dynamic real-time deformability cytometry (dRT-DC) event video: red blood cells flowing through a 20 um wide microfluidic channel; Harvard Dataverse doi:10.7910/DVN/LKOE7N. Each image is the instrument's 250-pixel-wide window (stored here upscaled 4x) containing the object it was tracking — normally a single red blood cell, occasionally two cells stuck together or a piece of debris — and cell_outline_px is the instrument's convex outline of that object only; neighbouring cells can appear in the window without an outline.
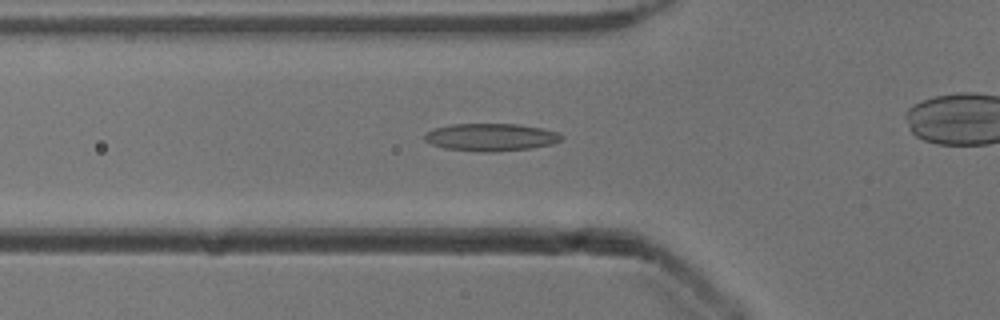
{"species": "common noctule bat (a hibernating species)", "species_latin": "Nyctalus noctula", "temperature_condition": "cold", "stored_images_in_passage": 43, "camera_frame_rate_fps": 3000, "um_per_image_px": 0.085, "animal": {"sex": "male", "body_mass_g": 13.3}, "frame": {"image": 1, "passage_image": 19, "time_ms": 6.0, "image_size_px": [1000, 320], "cell_outline_px": [[560, 140], [552, 144], [532, 148], [492, 152], [480, 152], [444, 148], [432, 144], [424, 140], [424, 132], [432, 128], [452, 124], [520, 124], [540, 128], [556, 132], [560, 136]], "centroid_in_image_um": [41.64, 11.66], "position_along_channel_um": 84.2, "area_um2": 21.96}}
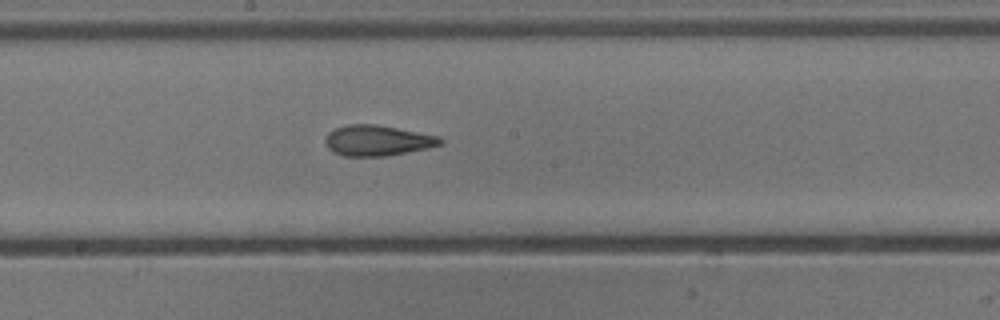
{"frame": {"image": 2, "passage_image": 29, "time_ms": 9.333, "image_size_px": [1000, 320], "cell_outline_px": [[444, 144], [428, 148], [384, 156], [344, 156], [332, 152], [328, 148], [324, 140], [328, 132], [336, 128], [348, 124], [376, 124], [440, 136], [444, 140]], "centroid_in_image_um": [32.09, 11.94], "position_along_channel_um": 216.1, "area_um2": 20.58}}
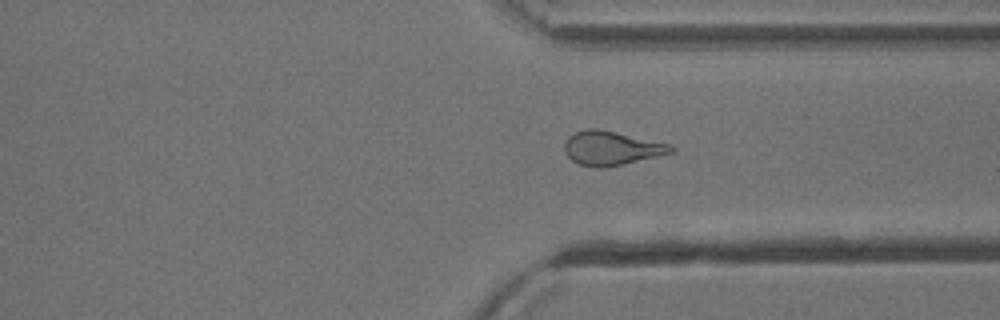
{"frame": {"image": 3, "passage_image": 40, "time_ms": 13.0, "image_size_px": [1000, 320], "cell_outline_px": [[676, 148], [672, 152], [656, 156], [604, 168], [596, 168], [580, 164], [572, 160], [564, 152], [564, 144], [568, 136], [576, 132], [588, 128], [596, 128], [672, 144]], "centroid_in_image_um": [51.95, 12.59], "position_along_channel_um": 359.5, "area_um2": 20.92}}